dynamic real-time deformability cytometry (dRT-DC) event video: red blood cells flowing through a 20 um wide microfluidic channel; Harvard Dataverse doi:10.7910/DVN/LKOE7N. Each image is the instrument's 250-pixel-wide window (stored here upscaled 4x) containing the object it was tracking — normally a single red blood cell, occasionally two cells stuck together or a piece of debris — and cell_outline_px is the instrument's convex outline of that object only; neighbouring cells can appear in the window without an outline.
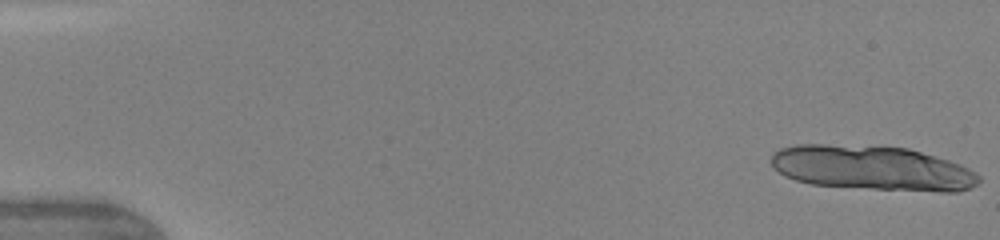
{"species": "human", "species_latin": "Homo sapiens", "temperature_condition": "warm", "stored_images_in_passage": 14, "camera_frame_rate_fps": 3000, "um_per_image_px": 0.085, "donor": {"sex": "female"}, "frame": {"image": 1, "passage_image": 1, "time_ms": 0.0, "image_size_px": [1000, 240], "cell_outline_px": [[980, 180], [976, 184], [960, 192], [944, 192], [872, 188], [812, 184], [796, 180], [784, 176], [772, 164], [772, 152], [780, 148], [796, 144], [824, 144], [908, 148], [948, 160], [960, 164], [976, 172], [980, 176]], "centroid_in_image_um": [74.15, 14.28], "position_along_channel_um": 10.9, "area_um2": 53.58}}